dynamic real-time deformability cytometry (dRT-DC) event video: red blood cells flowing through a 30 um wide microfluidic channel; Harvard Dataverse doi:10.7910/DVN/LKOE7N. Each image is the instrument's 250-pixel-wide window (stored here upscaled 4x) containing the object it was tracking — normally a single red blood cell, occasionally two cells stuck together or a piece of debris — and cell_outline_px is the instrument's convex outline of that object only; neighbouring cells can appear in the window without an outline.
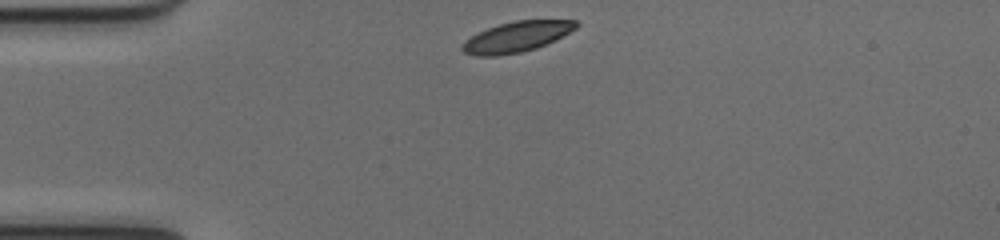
{"species": "common noctule bat (a hibernating species)", "species_latin": "Nyctalus noctula", "temperature_condition": "cold", "stored_images_in_passage": 40, "camera_frame_rate_fps": 3000, "um_per_image_px": 0.085, "animal": {"sex": "female", "body_mass_g": 17.0, "forearm_length_mm": 48.0}, "frame": {"image": 1, "passage_image": 1, "time_ms": 0.0, "image_size_px": [1000, 240], "cell_outline_px": [[580, 24], [576, 28], [556, 40], [536, 48], [520, 52], [496, 56], [476, 56], [464, 52], [460, 48], [460, 44], [472, 36], [488, 28], [500, 24], [516, 20], [576, 20]], "centroid_in_image_um": [43.92, 3.13], "position_along_channel_um": 41.1, "area_um2": 20.11}}
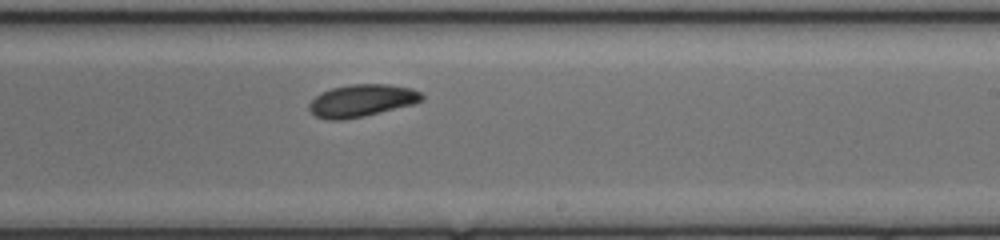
{"frame": {"image": 2, "passage_image": 20, "time_ms": 6.333, "image_size_px": [1000, 240], "cell_outline_px": [[424, 100], [412, 104], [364, 116], [344, 120], [328, 120], [316, 116], [308, 108], [308, 104], [320, 92], [332, 88], [348, 84], [388, 84], [412, 88], [420, 92], [424, 96]], "centroid_in_image_um": [30.74, 8.54], "position_along_channel_um": 258.3, "area_um2": 21.27}}
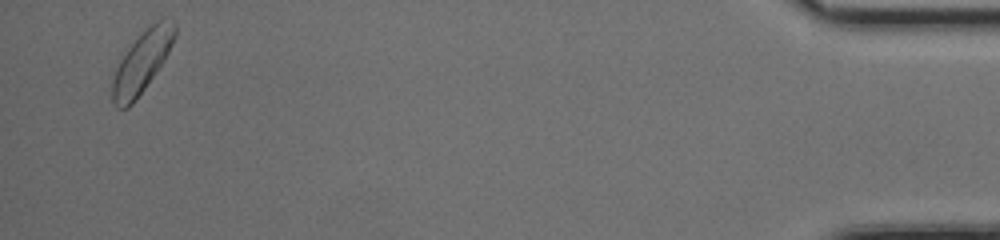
{"frame": {"image": 3, "passage_image": 39, "time_ms": 12.667, "image_size_px": [1000, 240], "cell_outline_px": [[176, 36], [164, 60], [136, 100], [128, 108], [116, 108], [112, 100], [112, 72], [128, 48], [156, 20], [164, 16], [172, 20], [176, 24]], "centroid_in_image_um": [12.06, 5.27], "position_along_channel_um": 423.1, "area_um2": 22.2}, "authors_computed_cell_mechanics": {"area_um2": 21.2704, "velocity_mm_per_s": 3.9366, "shape_relaxation_time_tau1_ms": 3.957, "shape_relaxation_time_tau2_ms": null, "deformation_change_tau1": 0.1145, "deformation_change_tau2": null}}